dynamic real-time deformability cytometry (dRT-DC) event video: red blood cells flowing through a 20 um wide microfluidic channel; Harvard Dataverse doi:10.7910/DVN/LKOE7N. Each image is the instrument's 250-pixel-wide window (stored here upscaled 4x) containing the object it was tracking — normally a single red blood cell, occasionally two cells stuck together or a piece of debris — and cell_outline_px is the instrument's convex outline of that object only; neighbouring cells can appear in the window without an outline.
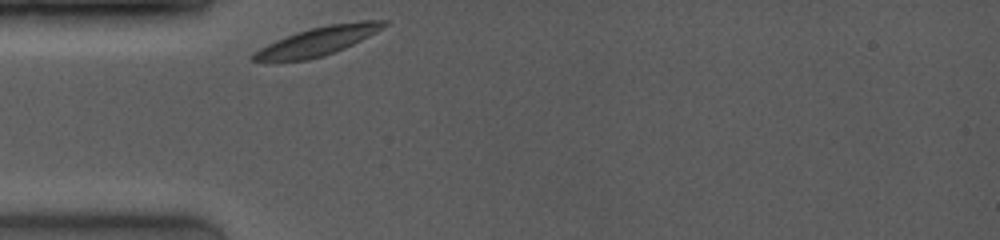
{"species": "common noctule bat (a hibernating species)", "species_latin": "Nyctalus noctula", "temperature_condition": "room temperature", "stored_images_in_passage": 22, "camera_frame_rate_fps": 4000, "um_per_image_px": 0.085, "animal": {"sex": "female", "body_mass_g": 19.0, "forearm_length_mm": 53.3}, "frame": {"image": 1, "passage_image": 1, "time_ms": 0.0, "image_size_px": [1000, 240], "cell_outline_px": [[388, 24], [384, 28], [344, 48], [324, 56], [308, 60], [252, 60], [252, 52], [276, 40], [296, 32], [308, 28], [328, 24], [360, 20], [388, 20]], "centroid_in_image_um": [27.06, 3.46], "position_along_channel_um": 57.9, "area_um2": 21.56}}
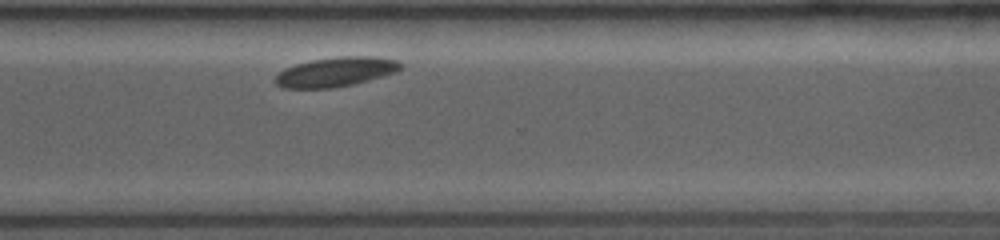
{"frame": {"image": 2, "passage_image": 18, "time_ms": 7.75, "image_size_px": [1000, 240], "cell_outline_px": [[404, 68], [396, 72], [368, 80], [352, 84], [332, 88], [284, 88], [276, 84], [276, 76], [284, 68], [296, 64], [312, 60], [336, 56], [376, 56], [396, 60], [404, 64]], "centroid_in_image_um": [28.58, 6.09], "position_along_channel_um": 342.0, "area_um2": 21.56}}
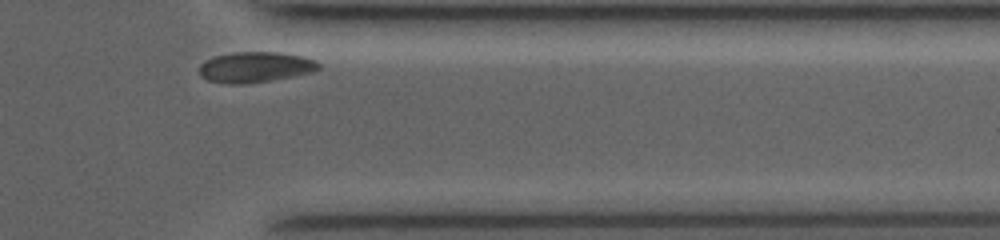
{"frame": {"image": 3, "passage_image": 21, "time_ms": 9.0, "image_size_px": [1000, 240], "cell_outline_px": [[320, 68], [316, 72], [268, 80], [240, 84], [228, 84], [208, 80], [200, 76], [200, 64], [216, 56], [232, 52], [280, 52], [304, 56], [316, 60], [320, 64]], "centroid_in_image_um": [21.75, 5.69], "position_along_channel_um": 389.7, "area_um2": 21.21}, "authors_computed_cell_mechanics": {"area_um2": 21.2704, "velocity_mm_per_s": 3.7095, "shape_relaxation_time_tau1_ms": 0.7021, "shape_relaxation_time_tau2_ms": null, "deformation_change_tau1": 0.0375, "deformation_change_tau2": null}}